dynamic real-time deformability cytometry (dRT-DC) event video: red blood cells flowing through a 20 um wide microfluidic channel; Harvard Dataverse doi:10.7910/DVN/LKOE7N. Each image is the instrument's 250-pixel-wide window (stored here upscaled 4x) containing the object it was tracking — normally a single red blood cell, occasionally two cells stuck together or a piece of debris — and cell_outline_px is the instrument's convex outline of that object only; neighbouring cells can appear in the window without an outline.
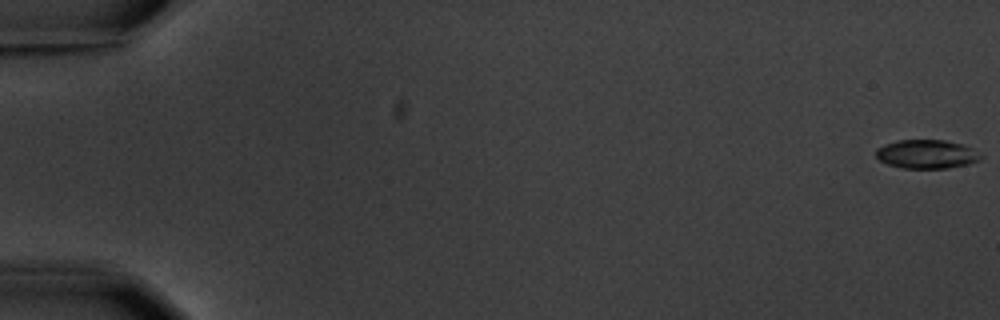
{"species": "common noctule bat (a hibernating species)", "species_latin": "Nyctalus noctula", "temperature_condition": "warm", "stored_images_in_passage": 6, "camera_frame_rate_fps": 3000, "um_per_image_px": 0.085, "animal": {"sex": "male", "body_mass_g": 20.1, "forearm_length_mm": 53.5}, "frame": {"image": 1, "passage_image": 1, "time_ms": 0.0, "image_size_px": [1000, 320], "cell_outline_px": [[984, 156], [980, 160], [968, 164], [948, 168], [904, 168], [888, 164], [880, 160], [876, 156], [876, 148], [884, 144], [896, 140], [944, 140], [964, 144], [972, 148]], "centroid_in_image_um": [78.79, 13.09], "position_along_channel_um": 6.2, "area_um2": 17.69}}
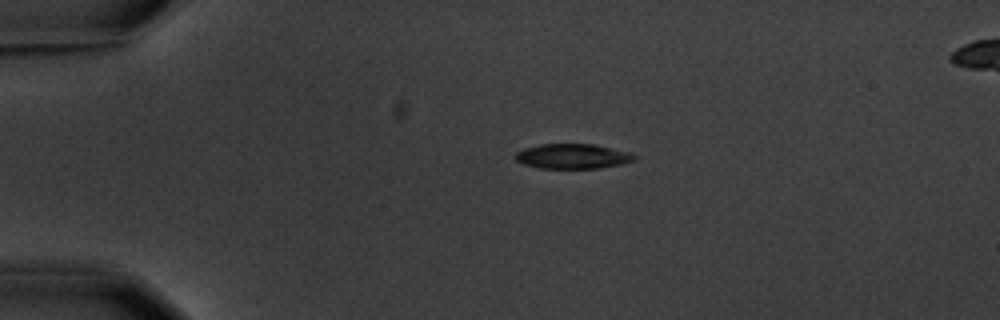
{"frame": {"image": 2, "passage_image": 4, "time_ms": 4.333, "image_size_px": [1000, 320], "cell_outline_px": [[636, 160], [620, 164], [600, 168], [540, 168], [524, 164], [516, 160], [512, 156], [516, 152], [524, 148], [540, 144], [592, 144], [628, 152], [636, 156]], "centroid_in_image_um": [48.62, 13.28], "position_along_channel_um": 36.4, "area_um2": 17.17}}